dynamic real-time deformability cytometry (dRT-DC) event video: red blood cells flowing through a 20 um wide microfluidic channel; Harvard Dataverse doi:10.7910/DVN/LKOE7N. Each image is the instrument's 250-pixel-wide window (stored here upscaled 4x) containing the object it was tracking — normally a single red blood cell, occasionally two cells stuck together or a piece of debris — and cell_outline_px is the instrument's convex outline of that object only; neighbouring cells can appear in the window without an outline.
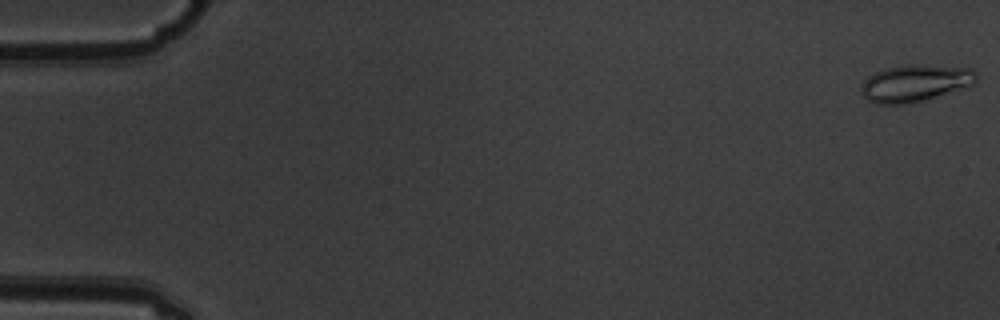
{"species": "common noctule bat (a hibernating species)", "species_latin": "Nyctalus noctula", "temperature_condition": "warm", "stored_images_in_passage": 6, "camera_frame_rate_fps": 3000, "um_per_image_px": 0.085, "animal": {"sex": "male", "body_mass_g": 19.5, "forearm_length_mm": 54.6}, "frame": {"image": 1, "passage_image": 1, "time_ms": 0.0, "image_size_px": [1000, 320], "cell_outline_px": [[976, 80], [972, 84], [920, 100], [904, 104], [876, 104], [868, 100], [860, 92], [860, 84], [868, 76], [884, 68], [908, 64], [920, 64], [972, 68], [976, 72]], "centroid_in_image_um": [77.7, 7.04], "position_along_channel_um": 7.3, "area_um2": 24.45}}
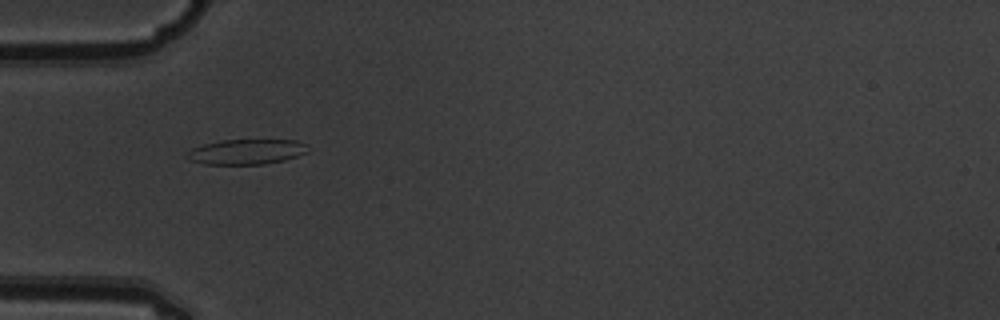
{"frame": {"image": 2, "passage_image": 5, "time_ms": 1.333, "image_size_px": [1000, 320], "cell_outline_px": [[308, 152], [284, 160], [264, 164], [204, 164], [188, 160], [184, 156], [184, 152], [192, 148], [204, 144], [220, 140], [296, 140], [304, 144]], "centroid_in_image_um": [20.86, 12.9], "position_along_channel_um": 64.1, "area_um2": 17.74}}